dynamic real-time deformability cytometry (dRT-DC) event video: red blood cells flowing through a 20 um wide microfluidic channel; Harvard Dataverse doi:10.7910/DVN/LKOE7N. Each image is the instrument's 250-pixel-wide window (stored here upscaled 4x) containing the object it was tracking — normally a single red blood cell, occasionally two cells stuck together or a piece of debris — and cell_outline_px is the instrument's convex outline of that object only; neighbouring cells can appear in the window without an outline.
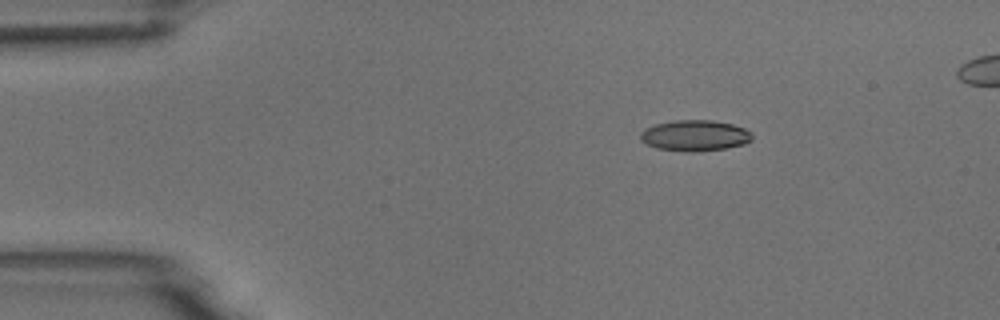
{"species": "common noctule bat (a hibernating species)", "species_latin": "Nyctalus noctula", "temperature_condition": "room temperature", "stored_images_in_passage": 5, "segment_of_instrument_passage": [1, 2], "camera_frame_rate_fps": 3000, "um_per_image_px": 0.085, "animal": {"sex": "male", "body_mass_g": 18.8}, "frame": {"image": 1, "passage_image": 2, "time_ms": 2.0, "image_size_px": [1000, 320], "cell_outline_px": [[752, 140], [744, 144], [724, 148], [696, 152], [684, 152], [656, 148], [640, 140], [640, 132], [644, 128], [656, 124], [676, 120], [712, 120], [732, 124], [744, 128], [752, 132]], "centroid_in_image_um": [59.06, 11.52], "position_along_channel_um": 25.9, "area_um2": 20.23}}